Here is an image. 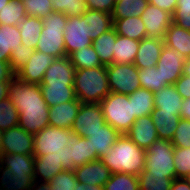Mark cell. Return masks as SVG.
Masks as SVG:
<instances>
[{"instance_id": "cell-1", "label": "cell", "mask_w": 190, "mask_h": 190, "mask_svg": "<svg viewBox=\"0 0 190 190\" xmlns=\"http://www.w3.org/2000/svg\"><path fill=\"white\" fill-rule=\"evenodd\" d=\"M111 174L139 175L145 168V150L136 145L126 134H121L110 151L99 158Z\"/></svg>"}, {"instance_id": "cell-2", "label": "cell", "mask_w": 190, "mask_h": 190, "mask_svg": "<svg viewBox=\"0 0 190 190\" xmlns=\"http://www.w3.org/2000/svg\"><path fill=\"white\" fill-rule=\"evenodd\" d=\"M47 157H55L62 163L64 170L70 171H74L87 162L99 159L92 151L88 138L81 137L66 128H59L58 150L48 153Z\"/></svg>"}, {"instance_id": "cell-3", "label": "cell", "mask_w": 190, "mask_h": 190, "mask_svg": "<svg viewBox=\"0 0 190 190\" xmlns=\"http://www.w3.org/2000/svg\"><path fill=\"white\" fill-rule=\"evenodd\" d=\"M1 134L5 164L16 173L33 158L34 134L27 132L19 125Z\"/></svg>"}, {"instance_id": "cell-4", "label": "cell", "mask_w": 190, "mask_h": 190, "mask_svg": "<svg viewBox=\"0 0 190 190\" xmlns=\"http://www.w3.org/2000/svg\"><path fill=\"white\" fill-rule=\"evenodd\" d=\"M73 86L81 103L99 104L110 93L106 66L75 69Z\"/></svg>"}, {"instance_id": "cell-5", "label": "cell", "mask_w": 190, "mask_h": 190, "mask_svg": "<svg viewBox=\"0 0 190 190\" xmlns=\"http://www.w3.org/2000/svg\"><path fill=\"white\" fill-rule=\"evenodd\" d=\"M68 17L65 13L53 11L47 17L42 18V31L36 49L44 54H49L55 58L66 56L63 32L67 24Z\"/></svg>"}, {"instance_id": "cell-6", "label": "cell", "mask_w": 190, "mask_h": 190, "mask_svg": "<svg viewBox=\"0 0 190 190\" xmlns=\"http://www.w3.org/2000/svg\"><path fill=\"white\" fill-rule=\"evenodd\" d=\"M105 122L120 134H126L136 117L133 114V98L127 94L110 92L100 103Z\"/></svg>"}, {"instance_id": "cell-7", "label": "cell", "mask_w": 190, "mask_h": 190, "mask_svg": "<svg viewBox=\"0 0 190 190\" xmlns=\"http://www.w3.org/2000/svg\"><path fill=\"white\" fill-rule=\"evenodd\" d=\"M174 146L169 140L158 139L145 151V168L151 174L177 178L173 163Z\"/></svg>"}, {"instance_id": "cell-8", "label": "cell", "mask_w": 190, "mask_h": 190, "mask_svg": "<svg viewBox=\"0 0 190 190\" xmlns=\"http://www.w3.org/2000/svg\"><path fill=\"white\" fill-rule=\"evenodd\" d=\"M110 92L133 94L140 89L138 68L134 64L112 63L106 66Z\"/></svg>"}, {"instance_id": "cell-9", "label": "cell", "mask_w": 190, "mask_h": 190, "mask_svg": "<svg viewBox=\"0 0 190 190\" xmlns=\"http://www.w3.org/2000/svg\"><path fill=\"white\" fill-rule=\"evenodd\" d=\"M63 170L62 163L55 157L43 155L38 158H32L20 171L14 173L10 179H32L38 182H49Z\"/></svg>"}, {"instance_id": "cell-10", "label": "cell", "mask_w": 190, "mask_h": 190, "mask_svg": "<svg viewBox=\"0 0 190 190\" xmlns=\"http://www.w3.org/2000/svg\"><path fill=\"white\" fill-rule=\"evenodd\" d=\"M8 98L18 112L23 108L48 106L42 96L40 85L31 84L15 77L10 85Z\"/></svg>"}, {"instance_id": "cell-11", "label": "cell", "mask_w": 190, "mask_h": 190, "mask_svg": "<svg viewBox=\"0 0 190 190\" xmlns=\"http://www.w3.org/2000/svg\"><path fill=\"white\" fill-rule=\"evenodd\" d=\"M105 124L100 104L82 103L71 130L87 138Z\"/></svg>"}, {"instance_id": "cell-12", "label": "cell", "mask_w": 190, "mask_h": 190, "mask_svg": "<svg viewBox=\"0 0 190 190\" xmlns=\"http://www.w3.org/2000/svg\"><path fill=\"white\" fill-rule=\"evenodd\" d=\"M186 58L177 50L164 45L156 68L162 75V88L175 82L183 75Z\"/></svg>"}, {"instance_id": "cell-13", "label": "cell", "mask_w": 190, "mask_h": 190, "mask_svg": "<svg viewBox=\"0 0 190 190\" xmlns=\"http://www.w3.org/2000/svg\"><path fill=\"white\" fill-rule=\"evenodd\" d=\"M63 38L66 56L83 47L92 45V41L87 35L86 21L83 15L68 17Z\"/></svg>"}, {"instance_id": "cell-14", "label": "cell", "mask_w": 190, "mask_h": 190, "mask_svg": "<svg viewBox=\"0 0 190 190\" xmlns=\"http://www.w3.org/2000/svg\"><path fill=\"white\" fill-rule=\"evenodd\" d=\"M148 38L164 39L167 29L173 22V15L157 6L148 4L141 16Z\"/></svg>"}, {"instance_id": "cell-15", "label": "cell", "mask_w": 190, "mask_h": 190, "mask_svg": "<svg viewBox=\"0 0 190 190\" xmlns=\"http://www.w3.org/2000/svg\"><path fill=\"white\" fill-rule=\"evenodd\" d=\"M54 60L55 57L35 50L29 61L16 72V77L22 81L40 85L44 73Z\"/></svg>"}, {"instance_id": "cell-16", "label": "cell", "mask_w": 190, "mask_h": 190, "mask_svg": "<svg viewBox=\"0 0 190 190\" xmlns=\"http://www.w3.org/2000/svg\"><path fill=\"white\" fill-rule=\"evenodd\" d=\"M75 68L69 56L55 58L44 73L40 85H73Z\"/></svg>"}, {"instance_id": "cell-17", "label": "cell", "mask_w": 190, "mask_h": 190, "mask_svg": "<svg viewBox=\"0 0 190 190\" xmlns=\"http://www.w3.org/2000/svg\"><path fill=\"white\" fill-rule=\"evenodd\" d=\"M126 135L145 151L159 139L151 115L137 118Z\"/></svg>"}, {"instance_id": "cell-18", "label": "cell", "mask_w": 190, "mask_h": 190, "mask_svg": "<svg viewBox=\"0 0 190 190\" xmlns=\"http://www.w3.org/2000/svg\"><path fill=\"white\" fill-rule=\"evenodd\" d=\"M79 183L99 185L104 187L111 173L109 168L100 160L87 162L74 170Z\"/></svg>"}, {"instance_id": "cell-19", "label": "cell", "mask_w": 190, "mask_h": 190, "mask_svg": "<svg viewBox=\"0 0 190 190\" xmlns=\"http://www.w3.org/2000/svg\"><path fill=\"white\" fill-rule=\"evenodd\" d=\"M81 104L82 103L76 99L74 101L49 106L48 124L50 126L71 130Z\"/></svg>"}, {"instance_id": "cell-20", "label": "cell", "mask_w": 190, "mask_h": 190, "mask_svg": "<svg viewBox=\"0 0 190 190\" xmlns=\"http://www.w3.org/2000/svg\"><path fill=\"white\" fill-rule=\"evenodd\" d=\"M164 45V39L162 38H143L140 41L134 65L138 69L156 66Z\"/></svg>"}, {"instance_id": "cell-21", "label": "cell", "mask_w": 190, "mask_h": 190, "mask_svg": "<svg viewBox=\"0 0 190 190\" xmlns=\"http://www.w3.org/2000/svg\"><path fill=\"white\" fill-rule=\"evenodd\" d=\"M49 106L23 108L19 111V126L32 134L48 126Z\"/></svg>"}, {"instance_id": "cell-22", "label": "cell", "mask_w": 190, "mask_h": 190, "mask_svg": "<svg viewBox=\"0 0 190 190\" xmlns=\"http://www.w3.org/2000/svg\"><path fill=\"white\" fill-rule=\"evenodd\" d=\"M183 97L178 93L174 84L161 88L154 92V107L160 110V113L177 114L180 111Z\"/></svg>"}, {"instance_id": "cell-23", "label": "cell", "mask_w": 190, "mask_h": 190, "mask_svg": "<svg viewBox=\"0 0 190 190\" xmlns=\"http://www.w3.org/2000/svg\"><path fill=\"white\" fill-rule=\"evenodd\" d=\"M59 127L46 126L44 129L34 134L33 158H38L48 153L58 150Z\"/></svg>"}, {"instance_id": "cell-24", "label": "cell", "mask_w": 190, "mask_h": 190, "mask_svg": "<svg viewBox=\"0 0 190 190\" xmlns=\"http://www.w3.org/2000/svg\"><path fill=\"white\" fill-rule=\"evenodd\" d=\"M120 135L121 134L115 128L106 123L103 127H100L99 130L91 133L87 138L90 140L92 151L100 158L110 151L112 145Z\"/></svg>"}, {"instance_id": "cell-25", "label": "cell", "mask_w": 190, "mask_h": 190, "mask_svg": "<svg viewBox=\"0 0 190 190\" xmlns=\"http://www.w3.org/2000/svg\"><path fill=\"white\" fill-rule=\"evenodd\" d=\"M83 16L86 21L87 35L91 41L96 40L102 33L113 28V19L110 13L87 9Z\"/></svg>"}, {"instance_id": "cell-26", "label": "cell", "mask_w": 190, "mask_h": 190, "mask_svg": "<svg viewBox=\"0 0 190 190\" xmlns=\"http://www.w3.org/2000/svg\"><path fill=\"white\" fill-rule=\"evenodd\" d=\"M164 43L183 54L185 58H190V30H185L172 22L166 31Z\"/></svg>"}, {"instance_id": "cell-27", "label": "cell", "mask_w": 190, "mask_h": 190, "mask_svg": "<svg viewBox=\"0 0 190 190\" xmlns=\"http://www.w3.org/2000/svg\"><path fill=\"white\" fill-rule=\"evenodd\" d=\"M140 41L117 34L112 63L134 64Z\"/></svg>"}, {"instance_id": "cell-28", "label": "cell", "mask_w": 190, "mask_h": 190, "mask_svg": "<svg viewBox=\"0 0 190 190\" xmlns=\"http://www.w3.org/2000/svg\"><path fill=\"white\" fill-rule=\"evenodd\" d=\"M113 27L118 35L128 37L137 41L146 38V28L141 17H127L113 19Z\"/></svg>"}, {"instance_id": "cell-29", "label": "cell", "mask_w": 190, "mask_h": 190, "mask_svg": "<svg viewBox=\"0 0 190 190\" xmlns=\"http://www.w3.org/2000/svg\"><path fill=\"white\" fill-rule=\"evenodd\" d=\"M158 138L162 140H169L173 138L177 130L180 116L177 114L160 113L159 109L154 108L151 114Z\"/></svg>"}, {"instance_id": "cell-30", "label": "cell", "mask_w": 190, "mask_h": 190, "mask_svg": "<svg viewBox=\"0 0 190 190\" xmlns=\"http://www.w3.org/2000/svg\"><path fill=\"white\" fill-rule=\"evenodd\" d=\"M18 44H22L18 25H0V60L10 62V56Z\"/></svg>"}, {"instance_id": "cell-31", "label": "cell", "mask_w": 190, "mask_h": 190, "mask_svg": "<svg viewBox=\"0 0 190 190\" xmlns=\"http://www.w3.org/2000/svg\"><path fill=\"white\" fill-rule=\"evenodd\" d=\"M42 19L34 16H26L21 20L18 29L23 45L31 49H36L42 31Z\"/></svg>"}, {"instance_id": "cell-32", "label": "cell", "mask_w": 190, "mask_h": 190, "mask_svg": "<svg viewBox=\"0 0 190 190\" xmlns=\"http://www.w3.org/2000/svg\"><path fill=\"white\" fill-rule=\"evenodd\" d=\"M40 88L48 106L77 99L73 85H40Z\"/></svg>"}, {"instance_id": "cell-33", "label": "cell", "mask_w": 190, "mask_h": 190, "mask_svg": "<svg viewBox=\"0 0 190 190\" xmlns=\"http://www.w3.org/2000/svg\"><path fill=\"white\" fill-rule=\"evenodd\" d=\"M116 38L117 32L113 27L92 41L93 48L98 53L101 63L105 66L112 64Z\"/></svg>"}, {"instance_id": "cell-34", "label": "cell", "mask_w": 190, "mask_h": 190, "mask_svg": "<svg viewBox=\"0 0 190 190\" xmlns=\"http://www.w3.org/2000/svg\"><path fill=\"white\" fill-rule=\"evenodd\" d=\"M148 4V0H118L111 13L112 19L141 17Z\"/></svg>"}, {"instance_id": "cell-35", "label": "cell", "mask_w": 190, "mask_h": 190, "mask_svg": "<svg viewBox=\"0 0 190 190\" xmlns=\"http://www.w3.org/2000/svg\"><path fill=\"white\" fill-rule=\"evenodd\" d=\"M133 98V114L137 118L151 115L154 110V92L148 89H137L133 94L128 95Z\"/></svg>"}, {"instance_id": "cell-36", "label": "cell", "mask_w": 190, "mask_h": 190, "mask_svg": "<svg viewBox=\"0 0 190 190\" xmlns=\"http://www.w3.org/2000/svg\"><path fill=\"white\" fill-rule=\"evenodd\" d=\"M69 58L75 69H87L103 65L92 45L76 50L69 55Z\"/></svg>"}, {"instance_id": "cell-37", "label": "cell", "mask_w": 190, "mask_h": 190, "mask_svg": "<svg viewBox=\"0 0 190 190\" xmlns=\"http://www.w3.org/2000/svg\"><path fill=\"white\" fill-rule=\"evenodd\" d=\"M172 181L167 176L151 174L147 168L138 175L139 190H170Z\"/></svg>"}, {"instance_id": "cell-38", "label": "cell", "mask_w": 190, "mask_h": 190, "mask_svg": "<svg viewBox=\"0 0 190 190\" xmlns=\"http://www.w3.org/2000/svg\"><path fill=\"white\" fill-rule=\"evenodd\" d=\"M26 17V11L22 0H10L0 11V25H19Z\"/></svg>"}, {"instance_id": "cell-39", "label": "cell", "mask_w": 190, "mask_h": 190, "mask_svg": "<svg viewBox=\"0 0 190 190\" xmlns=\"http://www.w3.org/2000/svg\"><path fill=\"white\" fill-rule=\"evenodd\" d=\"M103 188L104 190H139L138 176L122 172L111 174Z\"/></svg>"}, {"instance_id": "cell-40", "label": "cell", "mask_w": 190, "mask_h": 190, "mask_svg": "<svg viewBox=\"0 0 190 190\" xmlns=\"http://www.w3.org/2000/svg\"><path fill=\"white\" fill-rule=\"evenodd\" d=\"M18 116V110L9 98L0 101V132L18 126Z\"/></svg>"}, {"instance_id": "cell-41", "label": "cell", "mask_w": 190, "mask_h": 190, "mask_svg": "<svg viewBox=\"0 0 190 190\" xmlns=\"http://www.w3.org/2000/svg\"><path fill=\"white\" fill-rule=\"evenodd\" d=\"M140 86L151 92L159 91L162 88V75L156 66L138 69Z\"/></svg>"}, {"instance_id": "cell-42", "label": "cell", "mask_w": 190, "mask_h": 190, "mask_svg": "<svg viewBox=\"0 0 190 190\" xmlns=\"http://www.w3.org/2000/svg\"><path fill=\"white\" fill-rule=\"evenodd\" d=\"M53 11L65 13L67 17L82 16L87 11L85 0H52Z\"/></svg>"}, {"instance_id": "cell-43", "label": "cell", "mask_w": 190, "mask_h": 190, "mask_svg": "<svg viewBox=\"0 0 190 190\" xmlns=\"http://www.w3.org/2000/svg\"><path fill=\"white\" fill-rule=\"evenodd\" d=\"M26 16L47 17L53 12L52 0H22Z\"/></svg>"}, {"instance_id": "cell-44", "label": "cell", "mask_w": 190, "mask_h": 190, "mask_svg": "<svg viewBox=\"0 0 190 190\" xmlns=\"http://www.w3.org/2000/svg\"><path fill=\"white\" fill-rule=\"evenodd\" d=\"M0 190H53L49 182L32 179H10Z\"/></svg>"}, {"instance_id": "cell-45", "label": "cell", "mask_w": 190, "mask_h": 190, "mask_svg": "<svg viewBox=\"0 0 190 190\" xmlns=\"http://www.w3.org/2000/svg\"><path fill=\"white\" fill-rule=\"evenodd\" d=\"M173 163L177 178H184L190 172V148L174 147Z\"/></svg>"}, {"instance_id": "cell-46", "label": "cell", "mask_w": 190, "mask_h": 190, "mask_svg": "<svg viewBox=\"0 0 190 190\" xmlns=\"http://www.w3.org/2000/svg\"><path fill=\"white\" fill-rule=\"evenodd\" d=\"M49 183L53 190H76L74 186L78 183L74 171L63 170L55 175Z\"/></svg>"}, {"instance_id": "cell-47", "label": "cell", "mask_w": 190, "mask_h": 190, "mask_svg": "<svg viewBox=\"0 0 190 190\" xmlns=\"http://www.w3.org/2000/svg\"><path fill=\"white\" fill-rule=\"evenodd\" d=\"M171 143L174 147L179 148H190V120L180 118L178 123L177 130L173 138L171 139Z\"/></svg>"}, {"instance_id": "cell-48", "label": "cell", "mask_w": 190, "mask_h": 190, "mask_svg": "<svg viewBox=\"0 0 190 190\" xmlns=\"http://www.w3.org/2000/svg\"><path fill=\"white\" fill-rule=\"evenodd\" d=\"M173 22L185 30H190V0H177Z\"/></svg>"}, {"instance_id": "cell-49", "label": "cell", "mask_w": 190, "mask_h": 190, "mask_svg": "<svg viewBox=\"0 0 190 190\" xmlns=\"http://www.w3.org/2000/svg\"><path fill=\"white\" fill-rule=\"evenodd\" d=\"M18 48L12 52L10 56V65L12 69L17 72L23 65H25L31 55L34 53V49L28 48L23 44H18Z\"/></svg>"}, {"instance_id": "cell-50", "label": "cell", "mask_w": 190, "mask_h": 190, "mask_svg": "<svg viewBox=\"0 0 190 190\" xmlns=\"http://www.w3.org/2000/svg\"><path fill=\"white\" fill-rule=\"evenodd\" d=\"M175 87L183 99L190 98V58L184 62L183 75L175 82Z\"/></svg>"}, {"instance_id": "cell-51", "label": "cell", "mask_w": 190, "mask_h": 190, "mask_svg": "<svg viewBox=\"0 0 190 190\" xmlns=\"http://www.w3.org/2000/svg\"><path fill=\"white\" fill-rule=\"evenodd\" d=\"M87 9L97 10L104 13H112L115 0H85Z\"/></svg>"}, {"instance_id": "cell-52", "label": "cell", "mask_w": 190, "mask_h": 190, "mask_svg": "<svg viewBox=\"0 0 190 190\" xmlns=\"http://www.w3.org/2000/svg\"><path fill=\"white\" fill-rule=\"evenodd\" d=\"M13 174L14 172L5 164L2 149V134L0 132V188L10 180Z\"/></svg>"}, {"instance_id": "cell-53", "label": "cell", "mask_w": 190, "mask_h": 190, "mask_svg": "<svg viewBox=\"0 0 190 190\" xmlns=\"http://www.w3.org/2000/svg\"><path fill=\"white\" fill-rule=\"evenodd\" d=\"M16 77V72L12 69L9 62L0 60V82L13 81Z\"/></svg>"}, {"instance_id": "cell-54", "label": "cell", "mask_w": 190, "mask_h": 190, "mask_svg": "<svg viewBox=\"0 0 190 190\" xmlns=\"http://www.w3.org/2000/svg\"><path fill=\"white\" fill-rule=\"evenodd\" d=\"M149 4L157 6L158 8L169 12L173 15L176 5H177V0H148Z\"/></svg>"}, {"instance_id": "cell-55", "label": "cell", "mask_w": 190, "mask_h": 190, "mask_svg": "<svg viewBox=\"0 0 190 190\" xmlns=\"http://www.w3.org/2000/svg\"><path fill=\"white\" fill-rule=\"evenodd\" d=\"M170 190H190V185L183 178H175Z\"/></svg>"}, {"instance_id": "cell-56", "label": "cell", "mask_w": 190, "mask_h": 190, "mask_svg": "<svg viewBox=\"0 0 190 190\" xmlns=\"http://www.w3.org/2000/svg\"><path fill=\"white\" fill-rule=\"evenodd\" d=\"M11 83L12 81L0 82V101L8 98Z\"/></svg>"}, {"instance_id": "cell-57", "label": "cell", "mask_w": 190, "mask_h": 190, "mask_svg": "<svg viewBox=\"0 0 190 190\" xmlns=\"http://www.w3.org/2000/svg\"><path fill=\"white\" fill-rule=\"evenodd\" d=\"M182 105L183 106L181 107L180 117L190 120V98L183 99Z\"/></svg>"}, {"instance_id": "cell-58", "label": "cell", "mask_w": 190, "mask_h": 190, "mask_svg": "<svg viewBox=\"0 0 190 190\" xmlns=\"http://www.w3.org/2000/svg\"><path fill=\"white\" fill-rule=\"evenodd\" d=\"M74 189L76 190H104L102 186L99 185H90V184H84V183H77L74 186Z\"/></svg>"}, {"instance_id": "cell-59", "label": "cell", "mask_w": 190, "mask_h": 190, "mask_svg": "<svg viewBox=\"0 0 190 190\" xmlns=\"http://www.w3.org/2000/svg\"><path fill=\"white\" fill-rule=\"evenodd\" d=\"M10 0H0V11L5 7V5L9 2Z\"/></svg>"}, {"instance_id": "cell-60", "label": "cell", "mask_w": 190, "mask_h": 190, "mask_svg": "<svg viewBox=\"0 0 190 190\" xmlns=\"http://www.w3.org/2000/svg\"><path fill=\"white\" fill-rule=\"evenodd\" d=\"M183 179L190 185V172Z\"/></svg>"}]
</instances>
